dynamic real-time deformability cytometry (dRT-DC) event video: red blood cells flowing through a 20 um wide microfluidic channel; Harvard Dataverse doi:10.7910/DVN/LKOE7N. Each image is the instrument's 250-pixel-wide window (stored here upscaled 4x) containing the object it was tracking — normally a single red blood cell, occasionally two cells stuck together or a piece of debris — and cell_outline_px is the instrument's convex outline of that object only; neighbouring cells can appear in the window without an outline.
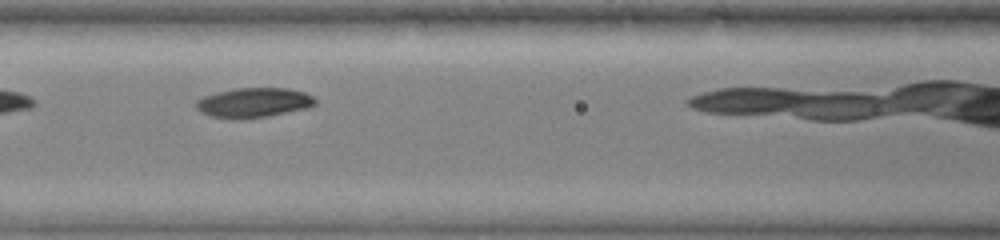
{"species": "common noctule bat (a hibernating species)", "species_latin": "Nyctalus noctula", "temperature_condition": "warm", "stored_images_in_passage": 6, "camera_frame_rate_fps": 3000, "um_per_image_px": 0.085, "animal": {"sex": "female", "body_mass_g": 19.0, "forearm_length_mm": 51.5}, "frame": {"image": 1, "passage_image": 4, "time_ms": 2.333, "image_size_px": [1000, 240], "cell_outline_px": [[316, 104], [312, 108], [268, 116], [244, 120], [232, 120], [208, 116], [200, 112], [196, 108], [196, 100], [204, 96], [236, 88], [288, 88], [304, 92], [312, 96], [316, 100]], "centroid_in_image_um": [21.57, 8.75], "position_along_channel_um": 145.0, "area_um2": 21.1}}
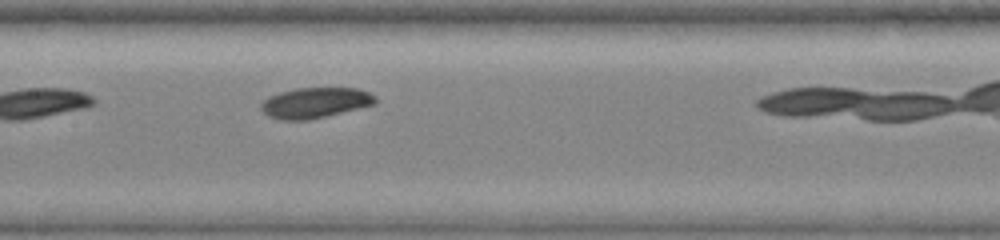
{"frame": {"image": 2, "passage_image": 5, "time_ms": 3.333, "image_size_px": [1000, 240], "cell_outline_px": [[376, 104], [328, 116], [308, 120], [280, 120], [268, 116], [260, 108], [260, 104], [268, 96], [280, 92], [296, 88], [356, 88], [368, 92], [376, 96]], "centroid_in_image_um": [26.78, 8.74], "position_along_channel_um": 180.6, "area_um2": 20.46}}